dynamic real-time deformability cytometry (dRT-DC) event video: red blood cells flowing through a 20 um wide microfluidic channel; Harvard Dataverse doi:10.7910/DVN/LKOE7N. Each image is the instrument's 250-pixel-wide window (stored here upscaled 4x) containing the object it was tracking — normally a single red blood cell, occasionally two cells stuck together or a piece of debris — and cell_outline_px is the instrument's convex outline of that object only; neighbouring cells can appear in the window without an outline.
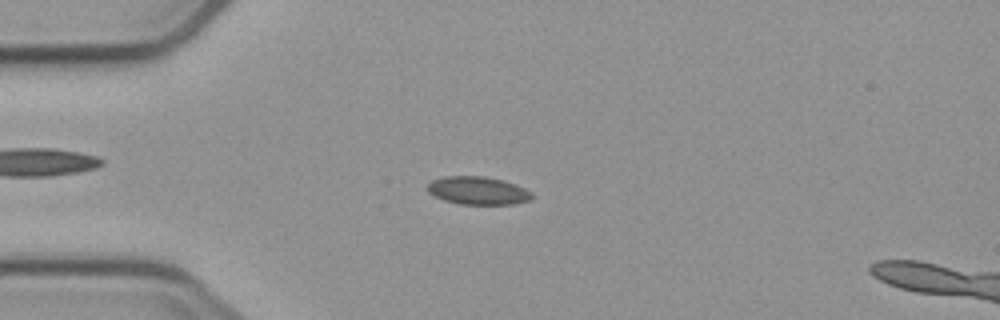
{"species": "common noctule bat (a hibernating species)", "species_latin": "Nyctalus noctula", "temperature_condition": "cold", "stored_images_in_passage": 9, "camera_frame_rate_fps": 3000, "um_per_image_px": 0.085, "animal": {"sex": "male", "body_mass_g": 23.1, "forearm_length_mm": 52.7}, "frame": {"image": 1, "passage_image": 4, "time_ms": 3.333, "image_size_px": [1000, 320], "cell_outline_px": [[532, 200], [516, 204], [460, 204], [444, 200], [428, 192], [424, 188], [432, 180], [444, 176], [484, 176], [504, 180], [524, 188], [532, 192]], "centroid_in_image_um": [40.62, 16.2], "position_along_channel_um": 44.4, "area_um2": 17.17}}
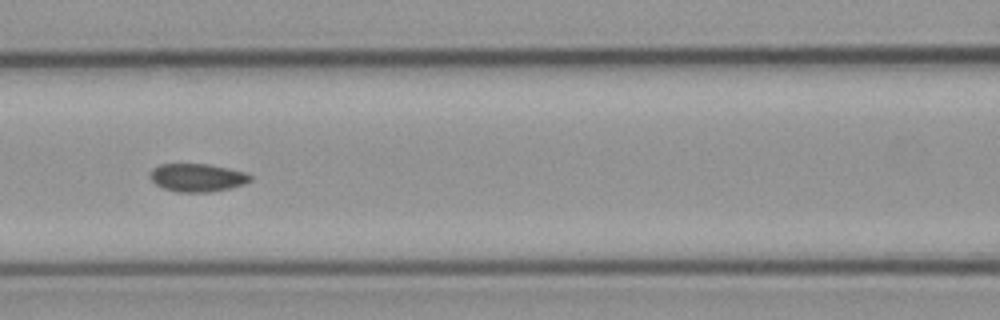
{"frame": {"image": 2, "passage_image": 7, "time_ms": 6.667, "image_size_px": [1000, 320], "cell_outline_px": [[252, 180], [244, 184], [228, 188], [208, 192], [176, 192], [164, 188], [156, 184], [148, 176], [152, 168], [160, 164], [208, 164], [248, 172], [252, 176]], "centroid_in_image_um": [16.77, 15.09], "position_along_channel_um": 149.8, "area_um2": 16.47}}
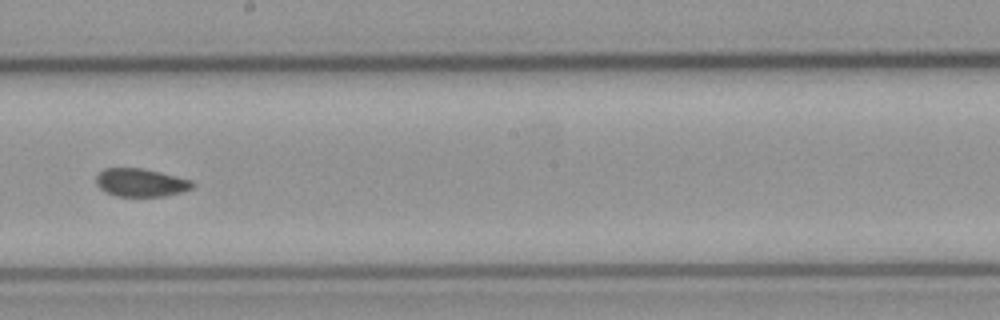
{"frame": {"image": 3, "passage_image": 9, "time_ms": 9.0, "image_size_px": [1000, 320], "cell_outline_px": [[196, 184], [192, 188], [180, 192], [164, 196], [116, 196], [100, 188], [96, 184], [96, 176], [104, 168], [140, 168], [160, 172], [192, 180]], "centroid_in_image_um": [11.98, 15.51], "position_along_channel_um": 236.2, "area_um2": 15.66}}